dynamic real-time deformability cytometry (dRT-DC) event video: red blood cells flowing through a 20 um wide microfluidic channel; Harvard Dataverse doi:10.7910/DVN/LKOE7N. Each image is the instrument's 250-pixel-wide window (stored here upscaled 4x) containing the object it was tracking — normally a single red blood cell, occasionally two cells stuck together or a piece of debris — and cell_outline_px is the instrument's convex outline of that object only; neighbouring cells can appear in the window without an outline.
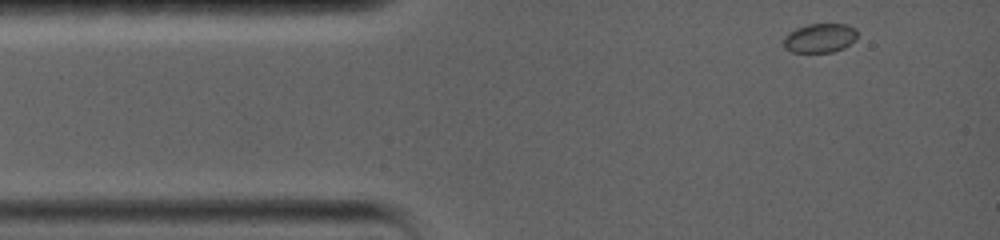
{"species": "common noctule bat (a hibernating species)", "species_latin": "Nyctalus noctula", "temperature_condition": "warm", "stored_images_in_passage": 40, "camera_frame_rate_fps": 5000, "um_per_image_px": 0.085, "animal": {"sex": "female", "body_mass_g": 19.0, "forearm_length_mm": 56.7}, "frame": {"image": 1, "passage_image": 1, "time_ms": 0.0, "image_size_px": [1000, 240], "cell_outline_px": [[856, 40], [844, 48], [832, 52], [792, 52], [784, 48], [784, 36], [788, 32], [796, 28], [808, 24], [844, 24], [856, 28]], "centroid_in_image_um": [69.68, 3.23], "position_along_channel_um": 15.3, "area_um2": 12.6}}
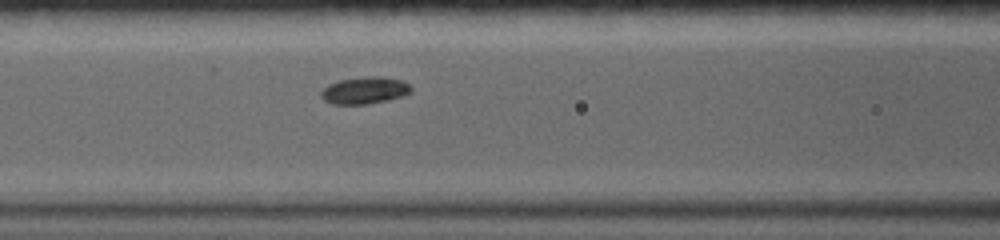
{"frame": {"image": 2, "passage_image": 17, "time_ms": 4.8, "image_size_px": [1000, 240], "cell_outline_px": [[412, 92], [404, 96], [388, 100], [368, 104], [332, 104], [324, 100], [320, 96], [320, 92], [328, 84], [340, 80], [380, 76], [384, 76], [400, 80], [408, 84], [412, 88]], "centroid_in_image_um": [31.01, 7.7], "position_along_channel_um": 135.6, "area_um2": 14.1}}
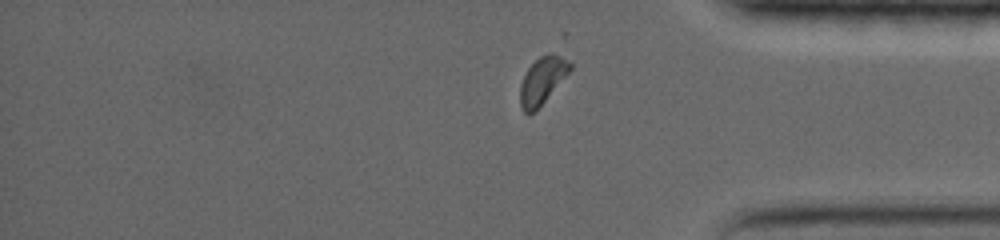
{"frame": {"image": 3, "passage_image": 34, "time_ms": 12.2, "image_size_px": [1000, 240], "cell_outline_px": [[572, 68], [536, 112], [528, 116], [524, 112], [520, 104], [520, 84], [528, 68], [540, 56], [548, 52], [552, 52], [560, 56], [572, 64]], "centroid_in_image_um": [46.08, 6.87], "position_along_channel_um": 389.1, "area_um2": 13.7}, "authors_computed_cell_mechanics": {"area_um2": 13.4674, "velocity_mm_per_s": 3.5474, "shape_relaxation_time_tau1_ms": 2.1223, "shape_relaxation_time_tau2_ms": null, "deformation_change_tau1": 0.0638, "deformation_change_tau2": null}}